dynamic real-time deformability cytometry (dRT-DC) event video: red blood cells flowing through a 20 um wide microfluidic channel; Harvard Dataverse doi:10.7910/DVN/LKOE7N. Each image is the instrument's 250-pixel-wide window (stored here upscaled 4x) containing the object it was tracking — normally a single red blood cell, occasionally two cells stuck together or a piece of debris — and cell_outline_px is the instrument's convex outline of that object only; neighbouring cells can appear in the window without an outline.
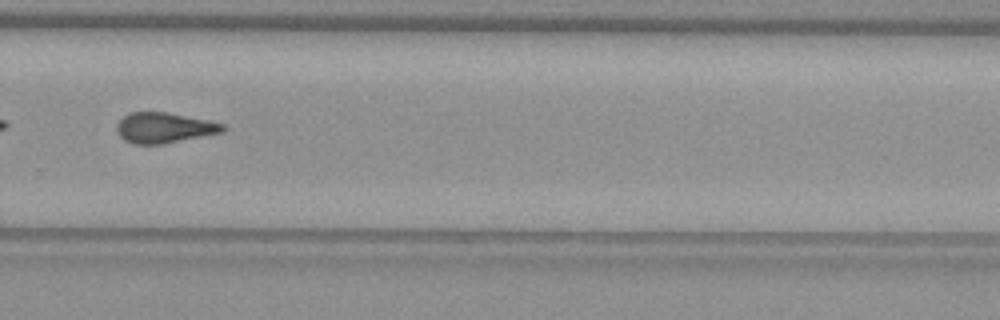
{"species": "common noctule bat (a hibernating species)", "species_latin": "Nyctalus noctula", "temperature_condition": "warm", "stored_images_in_passage": 35, "camera_frame_rate_fps": 3000, "um_per_image_px": 0.085, "animal": {"sex": "female", "body_mass_g": 29.2, "forearm_length_mm": 56.3}, "frame": {"image": 1, "passage_image": 20, "time_ms": 6.333, "image_size_px": [1000, 320], "cell_outline_px": [[224, 128], [220, 132], [160, 144], [136, 144], [124, 140], [120, 136], [116, 128], [116, 124], [128, 112], [164, 112], [208, 120], [224, 124]], "centroid_in_image_um": [13.88, 10.85], "position_along_channel_um": 315.9, "area_um2": 18.32}}